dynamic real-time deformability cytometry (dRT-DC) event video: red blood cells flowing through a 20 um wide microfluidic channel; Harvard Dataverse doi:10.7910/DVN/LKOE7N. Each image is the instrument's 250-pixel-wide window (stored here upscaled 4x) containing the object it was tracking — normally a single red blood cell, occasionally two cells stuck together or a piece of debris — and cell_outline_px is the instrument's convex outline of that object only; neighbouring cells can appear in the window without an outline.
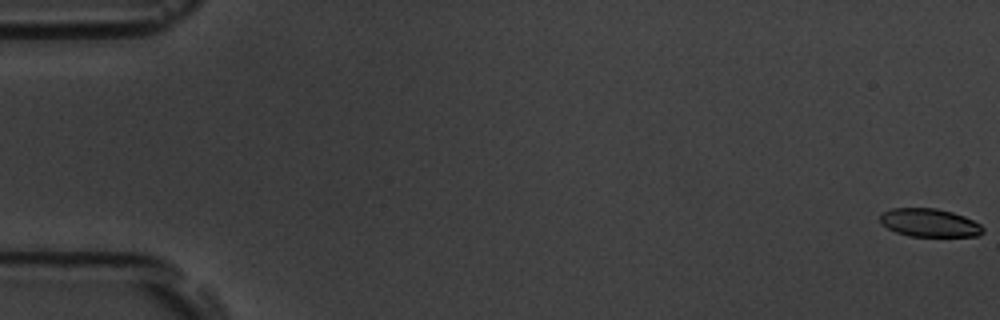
{"species": "common noctule bat (a hibernating species)", "species_latin": "Nyctalus noctula", "temperature_condition": "room temperature", "stored_images_in_passage": 55, "camera_frame_rate_fps": 3000, "um_per_image_px": 0.085, "animal": {"sex": "male", "body_mass_g": 19.5, "forearm_length_mm": 54.6}, "frame": {"image": 1, "passage_image": 1, "time_ms": 0.0, "image_size_px": [1000, 320], "cell_outline_px": [[984, 232], [976, 236], [908, 236], [896, 232], [880, 224], [880, 216], [884, 212], [892, 208], [936, 208], [952, 212], [964, 216], [980, 224], [984, 228]], "centroid_in_image_um": [79.0, 18.93], "position_along_channel_um": 6.0, "area_um2": 16.88}}
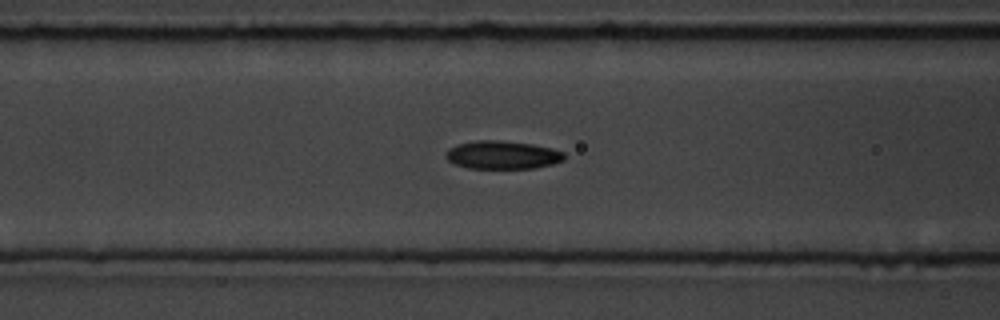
{"frame": {"image": 2, "passage_image": 23, "time_ms": 7.333, "image_size_px": [1000, 320], "cell_outline_px": [[564, 160], [552, 164], [536, 168], [468, 168], [456, 164], [448, 160], [444, 156], [448, 148], [456, 144], [476, 140], [500, 140], [532, 144], [552, 148], [564, 152]], "centroid_in_image_um": [42.69, 13.16], "position_along_channel_um": 123.9, "area_um2": 19.54}}
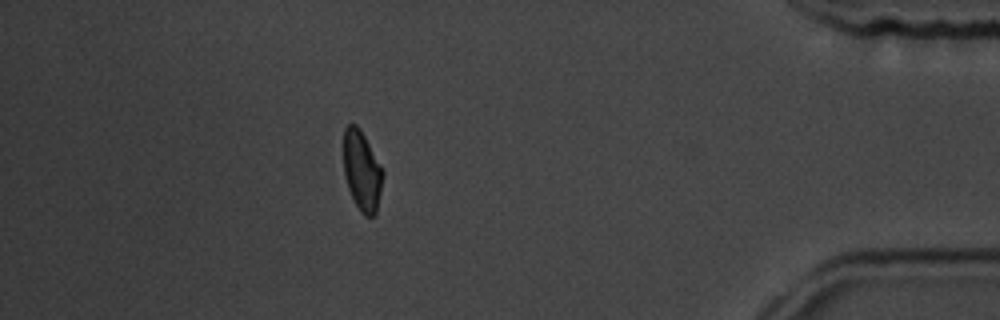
{"frame": {"image": 3, "passage_image": 49, "time_ms": 16.0, "image_size_px": [1000, 320], "cell_outline_px": [[384, 172], [376, 216], [364, 216], [360, 212], [348, 188], [344, 176], [344, 128], [348, 124], [356, 124], [360, 128], [380, 164]], "centroid_in_image_um": [30.77, 14.53], "position_along_channel_um": 404.4, "area_um2": 18.32}, "authors_computed_cell_mechanics": {"area_um2": 18.6694, "velocity_mm_per_s": 3.7787, "shape_relaxation_time_tau1_ms": 3.3473, "shape_relaxation_time_tau2_ms": 9.5153, "deformation_change_tau1": 0.1402, "deformation_change_tau2": 0.1529}}